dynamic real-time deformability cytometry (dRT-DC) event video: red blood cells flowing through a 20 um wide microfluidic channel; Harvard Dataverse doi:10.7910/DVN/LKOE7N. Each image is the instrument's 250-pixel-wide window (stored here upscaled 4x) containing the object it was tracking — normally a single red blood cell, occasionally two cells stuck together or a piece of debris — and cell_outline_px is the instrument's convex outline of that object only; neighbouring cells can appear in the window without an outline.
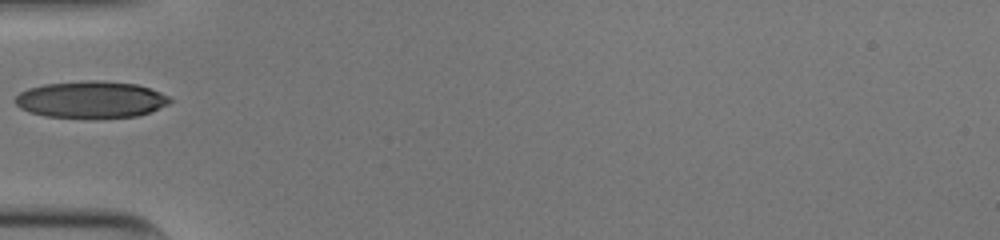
{"species": "human", "species_latin": "Homo sapiens", "temperature_condition": "cold", "stored_images_in_passage": 34, "camera_frame_rate_fps": 3000, "um_per_image_px": 0.085, "donor": {"sex": "male"}, "frame": {"image": 1, "passage_image": 1, "time_ms": 0.0, "image_size_px": [1000, 240], "cell_outline_px": [[172, 100], [168, 104], [148, 112], [136, 116], [44, 116], [28, 112], [20, 108], [12, 100], [20, 92], [28, 88], [44, 84], [88, 80], [96, 80], [136, 84], [160, 92], [168, 96]], "centroid_in_image_um": [7.68, 8.43], "position_along_channel_um": 77.3, "area_um2": 32.48}}
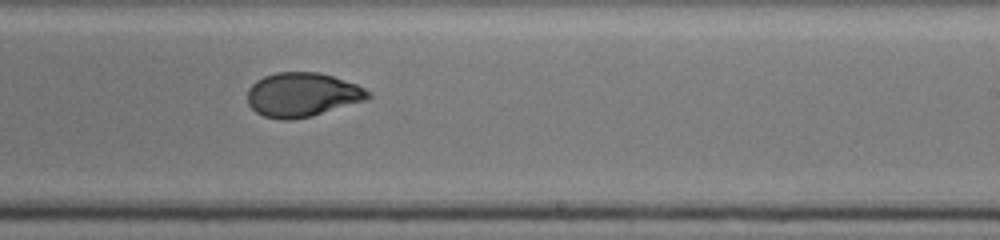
{"frame": {"image": 2, "passage_image": 15, "time_ms": 4.667, "image_size_px": [1000, 240], "cell_outline_px": [[372, 96], [364, 100], [312, 116], [292, 120], [280, 120], [264, 116], [256, 112], [248, 104], [248, 88], [256, 80], [264, 76], [276, 72], [320, 72], [356, 84], [372, 92]], "centroid_in_image_um": [25.68, 8.05], "position_along_channel_um": 263.3, "area_um2": 31.04}}
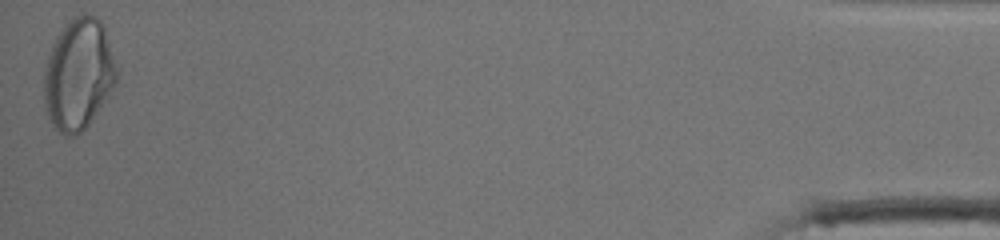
{"frame": {"image": 3, "passage_image": 34, "time_ms": 11.0, "image_size_px": [1000, 240], "cell_outline_px": [[120, 76], [116, 84], [108, 96], [88, 124], [76, 136], [64, 136], [52, 124], [48, 116], [44, 104], [44, 68], [52, 44], [60, 32], [76, 16], [84, 12], [96, 16], [104, 24], [120, 72]], "centroid_in_image_um": [6.71, 6.3], "position_along_channel_um": 428.5, "area_um2": 47.45}}